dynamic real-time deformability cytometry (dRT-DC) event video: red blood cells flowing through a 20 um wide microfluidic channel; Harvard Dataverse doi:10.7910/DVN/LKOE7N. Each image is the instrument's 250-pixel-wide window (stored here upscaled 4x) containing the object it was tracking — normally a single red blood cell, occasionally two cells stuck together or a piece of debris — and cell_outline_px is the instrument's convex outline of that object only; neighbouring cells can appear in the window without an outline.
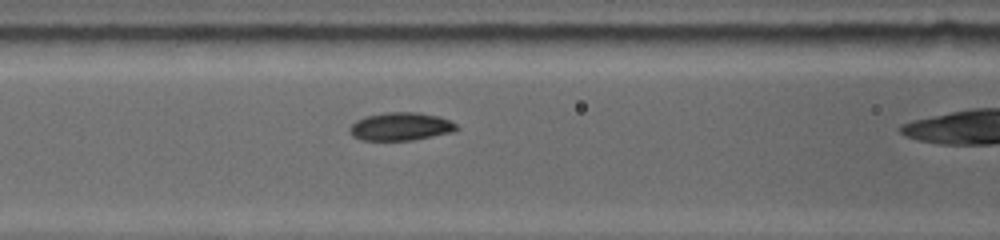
{"species": "common noctule bat (a hibernating species)", "species_latin": "Nyctalus noctula", "temperature_condition": "warm", "stored_images_in_passage": 12, "camera_frame_rate_fps": 5000, "um_per_image_px": 0.085, "animal": {"sex": "female", "body_mass_g": 19.0, "forearm_length_mm": 53.3}, "frame": {"image": 1, "passage_image": 7, "time_ms": 3.2, "image_size_px": [1000, 240], "cell_outline_px": [[460, 128], [452, 132], [412, 140], [360, 140], [352, 136], [348, 132], [348, 128], [356, 120], [368, 116], [384, 112], [416, 112], [440, 116], [456, 124]], "centroid_in_image_um": [34.03, 10.75], "position_along_channel_um": 132.6, "area_um2": 17.51}}
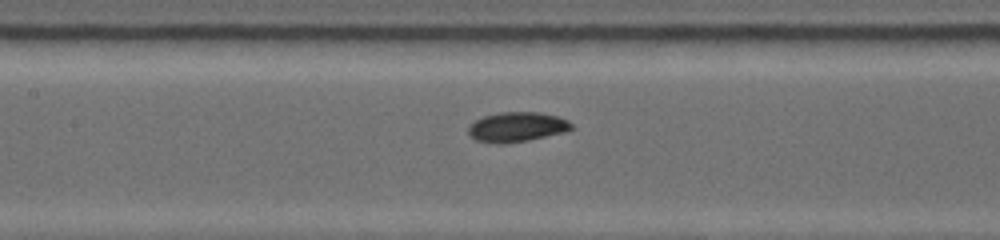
{"frame": {"image": 2, "passage_image": 9, "time_ms": 4.0, "image_size_px": [1000, 240], "cell_outline_px": [[572, 128], [564, 132], [528, 140], [504, 144], [492, 144], [476, 140], [468, 132], [468, 124], [484, 116], [500, 112], [540, 112], [560, 116], [568, 120], [572, 124]], "centroid_in_image_um": [43.92, 10.79], "position_along_channel_um": 163.5, "area_um2": 18.03}}
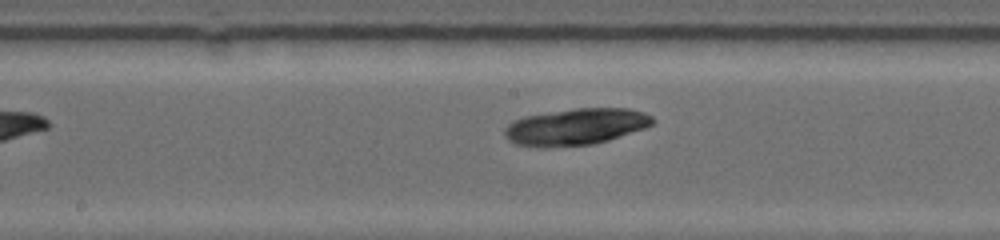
{"frame": {"image": 3, "passage_image": 12, "time_ms": 6.2, "image_size_px": [1000, 240], "cell_outline_px": [[656, 120], [652, 124], [644, 128], [608, 140], [592, 144], [548, 148], [536, 148], [516, 144], [508, 140], [504, 136], [504, 128], [512, 120], [524, 116], [576, 108], [628, 108], [644, 112], [652, 116]], "centroid_in_image_um": [48.9, 10.78], "position_along_channel_um": 199.3, "area_um2": 31.85}}